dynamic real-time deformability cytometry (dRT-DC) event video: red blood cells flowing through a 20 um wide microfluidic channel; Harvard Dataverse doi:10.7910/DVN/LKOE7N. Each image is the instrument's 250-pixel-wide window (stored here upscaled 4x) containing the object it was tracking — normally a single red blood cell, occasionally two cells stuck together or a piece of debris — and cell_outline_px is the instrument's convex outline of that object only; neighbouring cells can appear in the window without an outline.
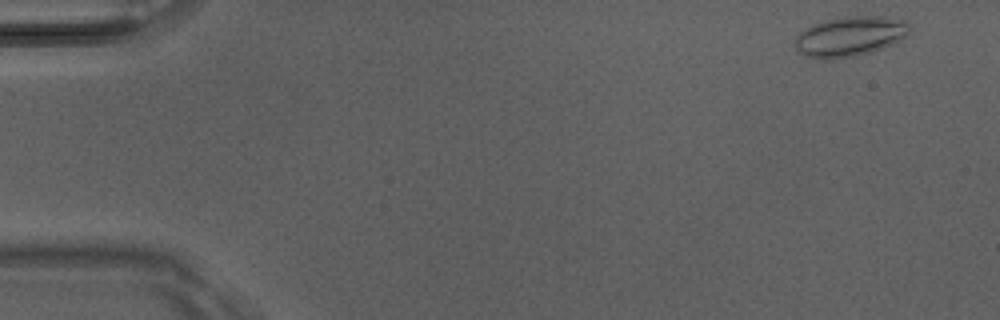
{"species": "Egyptian fruit bat (a non-hibernating species)", "species_latin": "Rousettus aegyptiacus", "temperature_condition": "room temperature", "stored_images_in_passage": 5, "camera_frame_rate_fps": 3000, "um_per_image_px": 0.085, "animal": {"sex": "male"}, "frame": {"image": 1, "passage_image": 1, "time_ms": 0.0, "image_size_px": [1000, 320], "cell_outline_px": [[908, 36], [884, 48], [872, 52], [832, 60], [824, 60], [804, 56], [796, 52], [792, 44], [796, 36], [800, 32], [812, 24], [844, 16], [880, 16], [904, 20], [908, 24]], "centroid_in_image_um": [72.18, 3.12], "position_along_channel_um": 12.8, "area_um2": 27.05}}